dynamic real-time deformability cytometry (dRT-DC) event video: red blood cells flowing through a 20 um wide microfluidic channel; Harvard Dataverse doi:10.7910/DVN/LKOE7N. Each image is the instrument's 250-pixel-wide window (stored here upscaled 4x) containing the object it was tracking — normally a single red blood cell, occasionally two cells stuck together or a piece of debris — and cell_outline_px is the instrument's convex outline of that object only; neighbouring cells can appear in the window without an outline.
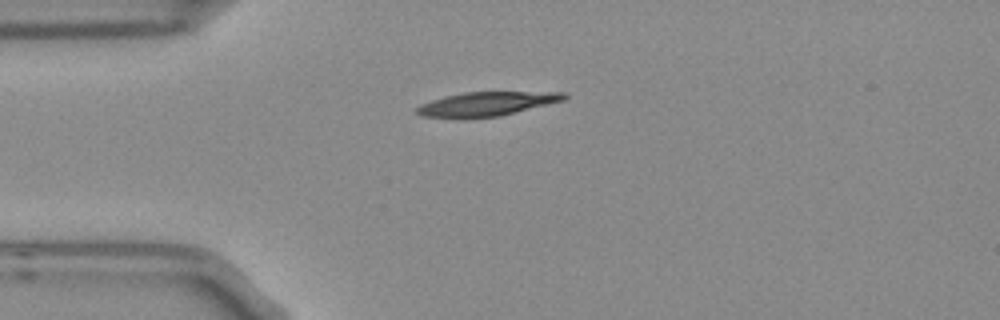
{"species": "Egyptian fruit bat (a non-hibernating species)", "species_latin": "Rousettus aegyptiacus", "temperature_condition": "room temperature", "stored_images_in_passage": 4, "camera_frame_rate_fps": 3000, "um_per_image_px": 0.085, "frame": {"image": 1, "passage_image": 1, "time_ms": 0.0, "image_size_px": [1000, 320], "cell_outline_px": [[568, 96], [564, 100], [500, 116], [464, 120], [460, 120], [420, 116], [416, 112], [416, 108], [420, 104], [444, 96], [464, 92], [568, 92]], "centroid_in_image_um": [41.29, 8.86], "position_along_channel_um": 43.7, "area_um2": 21.21}}
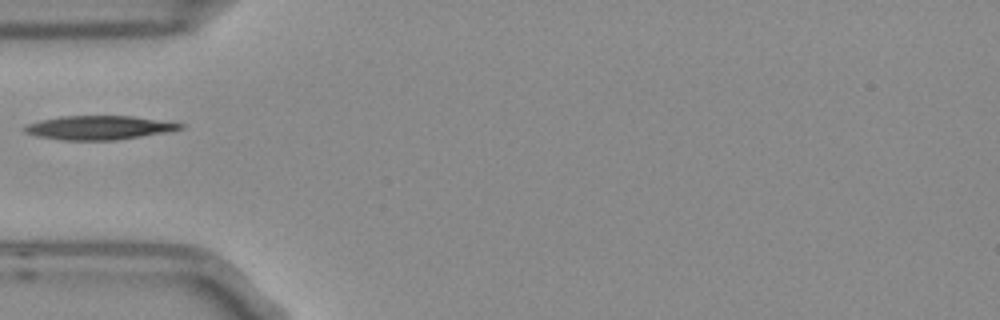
{"frame": {"image": 2, "passage_image": 2, "time_ms": 0.333, "image_size_px": [1000, 320], "cell_outline_px": [[184, 128], [168, 132], [116, 140], [60, 140], [36, 136], [24, 132], [20, 128], [28, 124], [40, 120], [60, 116], [132, 116], [184, 124]], "centroid_in_image_um": [8.36, 10.85], "position_along_channel_um": 76.6, "area_um2": 21.73}}
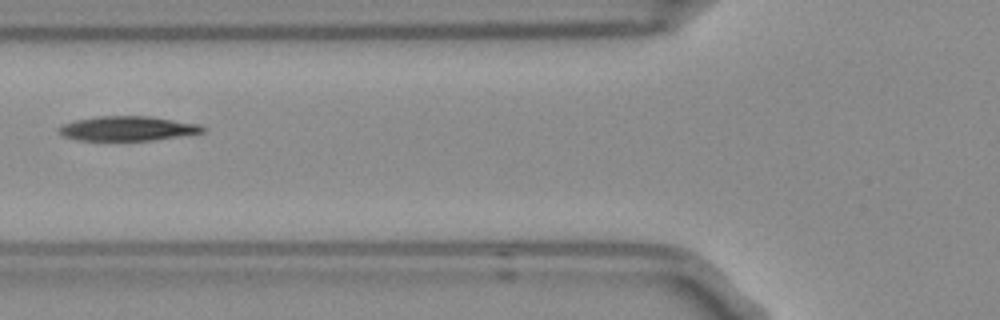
{"frame": {"image": 3, "passage_image": 3, "time_ms": 0.667, "image_size_px": [1000, 320], "cell_outline_px": [[208, 128], [204, 132], [152, 140], [76, 140], [64, 136], [56, 132], [56, 128], [64, 124], [76, 120], [96, 116], [152, 116], [200, 124]], "centroid_in_image_um": [10.84, 10.91], "position_along_channel_um": 115.0, "area_um2": 20.69}}